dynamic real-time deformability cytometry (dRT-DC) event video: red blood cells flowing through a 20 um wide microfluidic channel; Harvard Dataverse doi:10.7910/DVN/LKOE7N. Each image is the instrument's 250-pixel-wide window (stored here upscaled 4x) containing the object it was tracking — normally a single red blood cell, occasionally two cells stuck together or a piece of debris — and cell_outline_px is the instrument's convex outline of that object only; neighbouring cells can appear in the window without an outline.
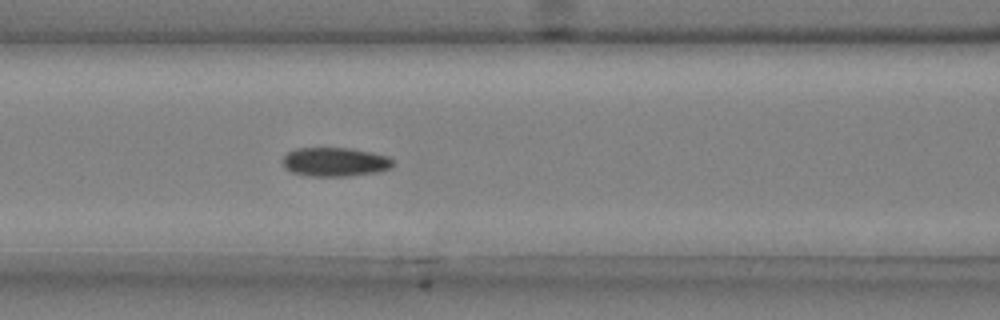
{"species": "common noctule bat (a hibernating species)", "species_latin": "Nyctalus noctula", "temperature_condition": "cold", "stored_images_in_passage": 28, "camera_frame_rate_fps": 3000, "um_per_image_px": 0.085, "animal": {"sex": "male", "body_mass_g": 20.4}, "frame": {"image": 1, "passage_image": 12, "time_ms": 3.667, "image_size_px": [1000, 320], "cell_outline_px": [[396, 164], [392, 168], [380, 172], [348, 176], [308, 176], [292, 172], [284, 168], [280, 160], [288, 152], [296, 148], [352, 148], [372, 152], [388, 156]], "centroid_in_image_um": [28.49, 13.77], "position_along_channel_um": 138.1, "area_um2": 19.02}}
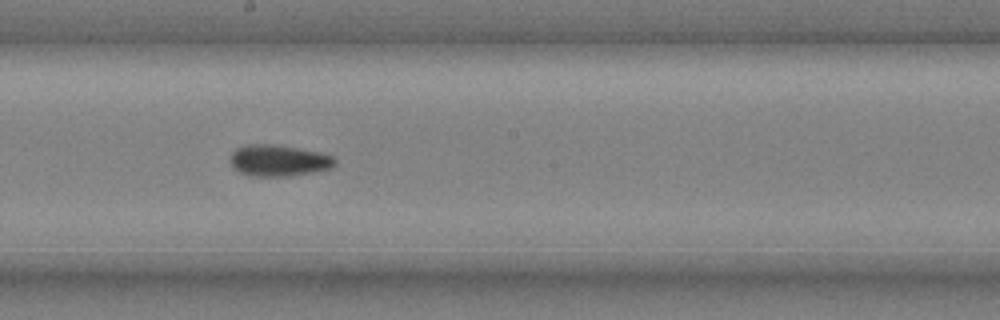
{"frame": {"image": 2, "passage_image": 19, "time_ms": 6.0, "image_size_px": [1000, 320], "cell_outline_px": [[336, 164], [332, 168], [288, 176], [252, 176], [240, 172], [228, 160], [232, 152], [236, 148], [244, 144], [276, 144], [320, 152], [332, 156], [336, 160]], "centroid_in_image_um": [23.67, 13.63], "position_along_channel_um": 224.5, "area_um2": 19.19}}
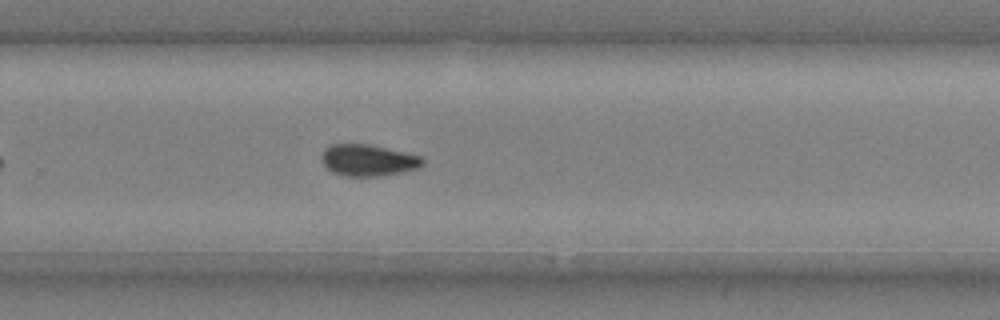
{"frame": {"image": 3, "passage_image": 25, "time_ms": 8.0, "image_size_px": [1000, 320], "cell_outline_px": [[424, 164], [420, 168], [400, 172], [376, 176], [344, 176], [332, 172], [320, 160], [320, 156], [324, 148], [332, 144], [368, 144], [404, 152], [420, 156], [424, 160]], "centroid_in_image_um": [31.26, 13.62], "position_along_channel_um": 298.5, "area_um2": 18.55}}